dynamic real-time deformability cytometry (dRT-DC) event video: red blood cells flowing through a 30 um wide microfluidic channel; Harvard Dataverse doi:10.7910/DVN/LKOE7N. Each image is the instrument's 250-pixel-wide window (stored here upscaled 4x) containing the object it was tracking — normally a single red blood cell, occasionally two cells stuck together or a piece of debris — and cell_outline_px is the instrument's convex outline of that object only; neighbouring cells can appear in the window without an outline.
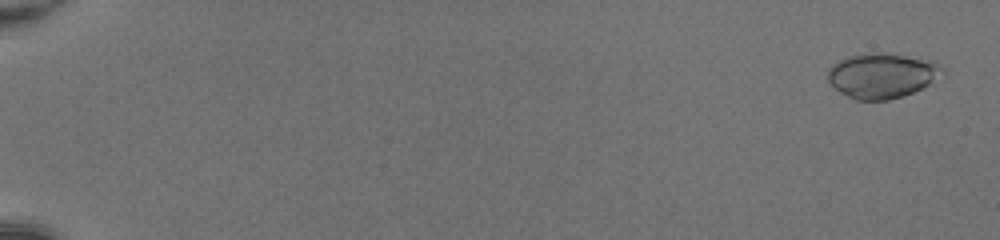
{"species": "common noctule bat (a hibernating species)", "species_latin": "Nyctalus noctula", "temperature_condition": "room temperature", "stored_images_in_passage": 52, "camera_frame_rate_fps": 3000, "um_per_image_px": 0.085, "animal": {"sex": "female", "body_mass_g": 20.0, "forearm_length_mm": 54.0}, "frame": {"image": 1, "passage_image": 2, "time_ms": 0.333, "image_size_px": [1000, 240], "cell_outline_px": [[944, 72], [928, 84], [912, 92], [888, 100], [856, 100], [840, 92], [828, 80], [828, 68], [832, 64], [848, 56], [868, 52], [884, 52], [928, 60], [940, 64]], "centroid_in_image_um": [74.93, 6.4], "position_along_channel_um": 10.1, "area_um2": 29.71}}
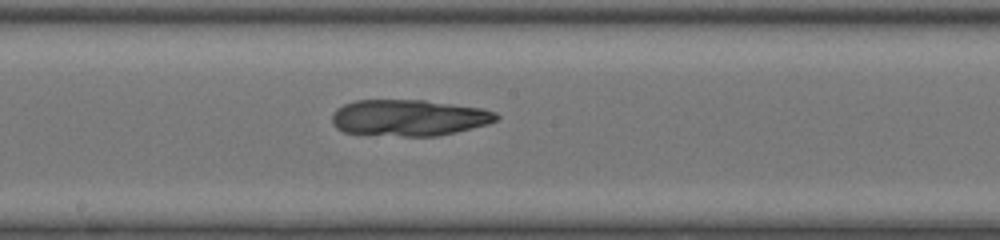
{"frame": {"image": 2, "passage_image": 31, "time_ms": 10.0, "image_size_px": [1000, 240], "cell_outline_px": [[500, 116], [496, 120], [488, 124], [456, 132], [436, 136], [404, 136], [344, 132], [336, 128], [332, 124], [332, 116], [336, 108], [344, 104], [356, 100], [424, 100], [484, 108], [496, 112]], "centroid_in_image_um": [34.77, 10.0], "position_along_channel_um": 213.4, "area_um2": 34.85}}
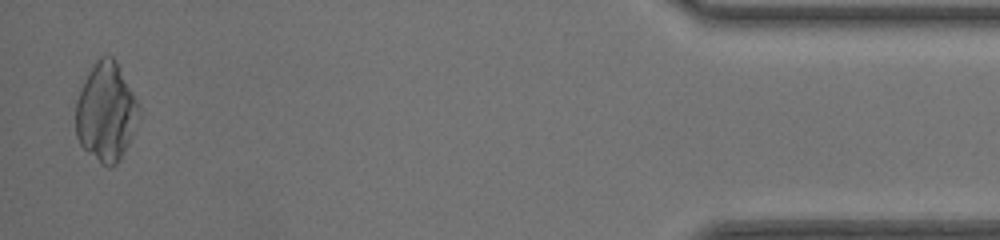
{"frame": {"image": 3, "passage_image": 51, "time_ms": 16.667, "image_size_px": [1000, 240], "cell_outline_px": [[140, 116], [128, 144], [116, 164], [108, 168], [88, 152], [80, 144], [76, 136], [76, 100], [80, 88], [84, 80], [96, 60], [100, 56], [112, 56], [116, 60], [140, 104]], "centroid_in_image_um": [9.02, 9.5], "position_along_channel_um": 426.2, "area_um2": 36.3}}